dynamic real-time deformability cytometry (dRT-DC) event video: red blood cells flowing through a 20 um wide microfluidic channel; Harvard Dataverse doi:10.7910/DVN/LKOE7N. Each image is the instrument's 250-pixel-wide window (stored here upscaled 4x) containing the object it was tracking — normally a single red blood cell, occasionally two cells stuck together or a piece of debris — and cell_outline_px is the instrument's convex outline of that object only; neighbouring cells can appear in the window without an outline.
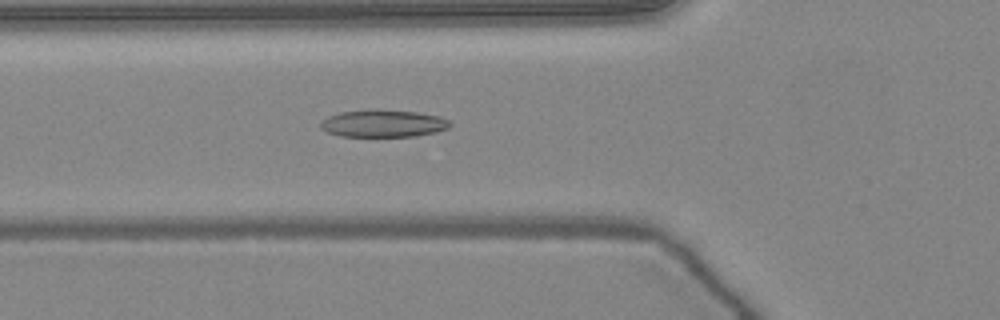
{"species": "common noctule bat (a hibernating species)", "species_latin": "Nyctalus noctula", "temperature_condition": "warm", "stored_images_in_passage": 51, "camera_frame_rate_fps": 3000, "um_per_image_px": 0.085, "animal": {"sex": "female", "body_mass_g": 24.6, "forearm_length_mm": 56.2}, "frame": {"image": 1, "passage_image": 18, "time_ms": 5.667, "image_size_px": [1000, 320], "cell_outline_px": [[452, 124], [448, 128], [436, 132], [412, 136], [340, 136], [328, 132], [320, 128], [320, 124], [328, 116], [340, 112], [368, 108], [380, 108], [416, 112], [440, 116], [448, 120]], "centroid_in_image_um": [32.57, 10.47], "position_along_channel_um": 93.2, "area_um2": 20.87}}
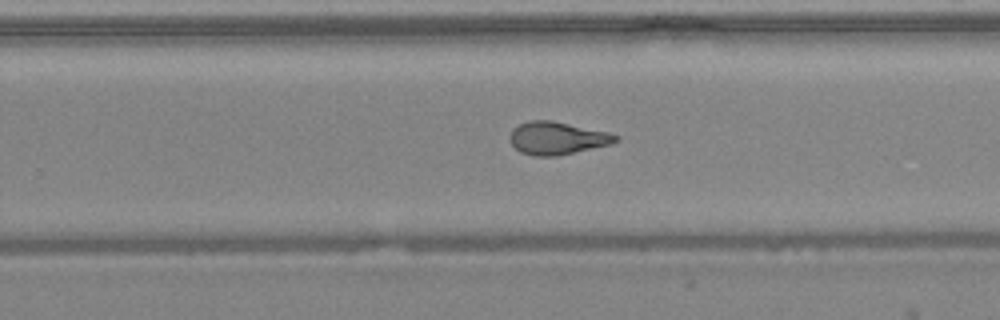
{"frame": {"image": 2, "passage_image": 32, "time_ms": 10.333, "image_size_px": [1000, 320], "cell_outline_px": [[620, 140], [612, 144], [556, 156], [536, 156], [520, 152], [512, 144], [508, 136], [512, 128], [528, 120], [552, 120], [608, 132], [620, 136]], "centroid_in_image_um": [47.36, 11.73], "position_along_channel_um": 282.4, "area_um2": 20.29}}
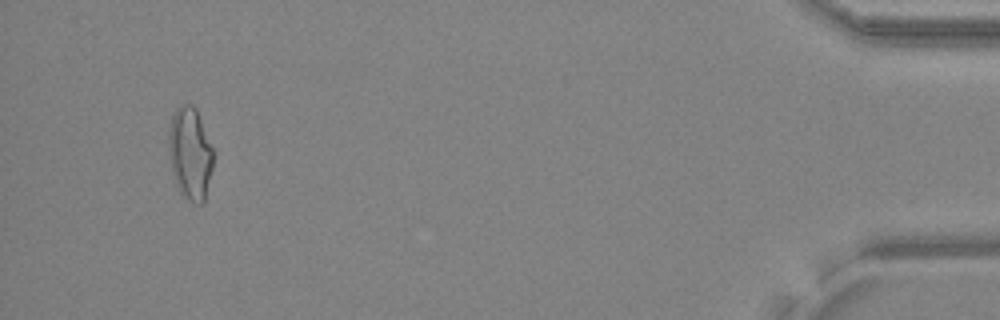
{"frame": {"image": 3, "passage_image": 48, "time_ms": 15.667, "image_size_px": [1000, 320], "cell_outline_px": [[212, 168], [204, 204], [196, 204], [188, 200], [180, 192], [176, 184], [172, 172], [168, 152], [168, 132], [172, 116], [176, 108], [180, 104], [192, 104], [196, 108], [212, 148]], "centroid_in_image_um": [16.14, 13.05], "position_along_channel_um": 419.1, "area_um2": 24.04}, "authors_computed_cell_mechanics": {"area_um2": 20.4612, "velocity_mm_per_s": 4.0473, "shape_relaxation_time_tau1_ms": null, "shape_relaxation_time_tau2_ms": 1.7332, "deformation_change_tau1": null, "deformation_change_tau2": 0.0955}}